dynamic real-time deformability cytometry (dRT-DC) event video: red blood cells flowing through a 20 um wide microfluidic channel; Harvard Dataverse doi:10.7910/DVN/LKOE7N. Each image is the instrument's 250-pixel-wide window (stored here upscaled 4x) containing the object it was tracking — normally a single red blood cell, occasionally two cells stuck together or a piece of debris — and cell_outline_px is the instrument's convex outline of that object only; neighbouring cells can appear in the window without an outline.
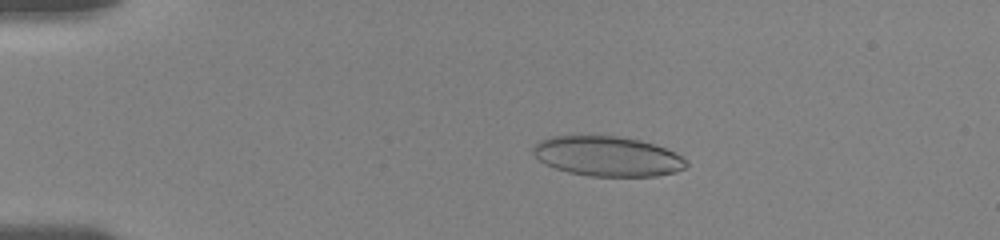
{"species": "human", "species_latin": "Homo sapiens", "temperature_condition": "room temperature", "stored_images_in_passage": 29, "camera_frame_rate_fps": 3000, "um_per_image_px": 0.085, "donor": {"sex": "female"}, "frame": {"image": 1, "passage_image": 10, "time_ms": 3.333, "image_size_px": [1000, 240], "cell_outline_px": [[688, 164], [684, 168], [676, 172], [656, 176], [588, 176], [568, 172], [556, 168], [540, 160], [532, 152], [532, 148], [540, 140], [552, 136], [620, 136], [640, 140], [664, 148], [688, 160]], "centroid_in_image_um": [51.64, 13.29], "position_along_channel_um": 33.4, "area_um2": 35.37}}
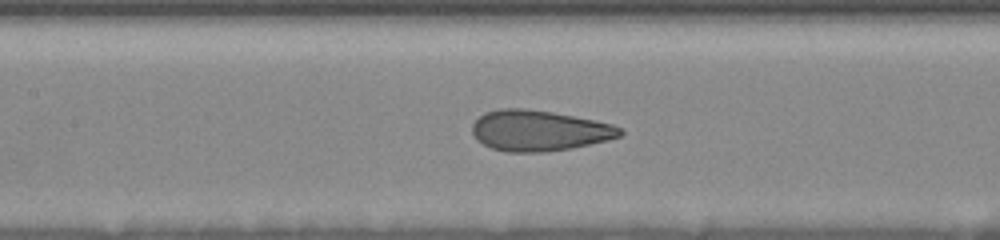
{"frame": {"image": 2, "passage_image": 23, "time_ms": 8.333, "image_size_px": [1000, 240], "cell_outline_px": [[624, 132], [620, 136], [608, 140], [572, 148], [544, 152], [508, 152], [492, 148], [476, 140], [472, 132], [472, 124], [484, 112], [500, 108], [528, 108], [552, 112], [596, 120], [612, 124], [620, 128]], "centroid_in_image_um": [45.81, 11.09], "position_along_channel_um": 161.6, "area_um2": 35.2}}
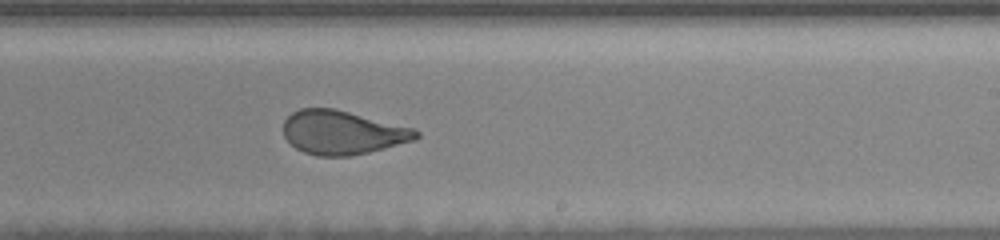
{"frame": {"image": 3, "passage_image": 29, "time_ms": 11.0, "image_size_px": [1000, 240], "cell_outline_px": [[420, 136], [416, 140], [352, 156], [316, 156], [304, 152], [296, 148], [284, 136], [284, 120], [292, 112], [300, 108], [332, 108], [416, 128], [420, 132]], "centroid_in_image_um": [29.13, 11.26], "position_along_channel_um": 259.9, "area_um2": 33.93}}